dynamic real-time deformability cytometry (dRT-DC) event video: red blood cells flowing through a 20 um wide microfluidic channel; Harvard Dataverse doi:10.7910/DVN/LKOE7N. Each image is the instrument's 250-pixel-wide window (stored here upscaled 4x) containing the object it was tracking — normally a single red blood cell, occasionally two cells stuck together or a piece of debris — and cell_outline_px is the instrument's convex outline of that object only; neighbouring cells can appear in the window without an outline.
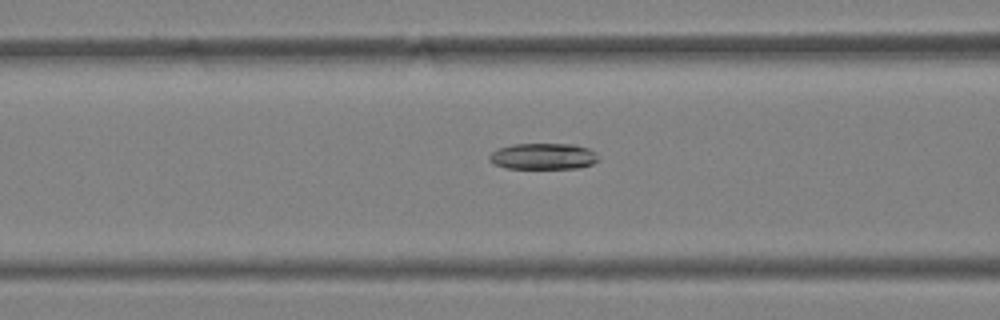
{"species": "Egyptian fruit bat (a non-hibernating species)", "species_latin": "Rousettus aegyptiacus", "temperature_condition": "warm", "stored_images_in_passage": 34, "camera_frame_rate_fps": 3000, "um_per_image_px": 0.085, "animal": {"sex": "female"}, "frame": {"image": 1, "passage_image": 6, "time_ms": 1.667, "image_size_px": [1000, 320], "cell_outline_px": [[600, 160], [592, 164], [580, 168], [508, 168], [496, 164], [488, 160], [488, 156], [492, 152], [500, 148], [512, 144], [572, 144], [588, 148]], "centroid_in_image_um": [46.17, 13.29], "position_along_channel_um": 120.4, "area_um2": 16.47}}
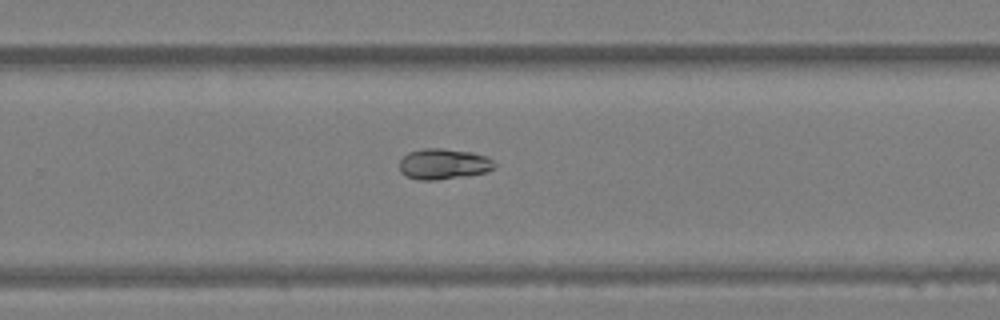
{"frame": {"image": 2, "passage_image": 18, "time_ms": 5.667, "image_size_px": [1000, 320], "cell_outline_px": [[496, 164], [488, 172], [464, 176], [436, 180], [420, 180], [404, 176], [400, 172], [400, 160], [408, 152], [424, 148], [440, 148], [472, 152], [484, 156], [492, 160]], "centroid_in_image_um": [37.67, 13.94], "position_along_channel_um": 292.1, "area_um2": 16.99}}
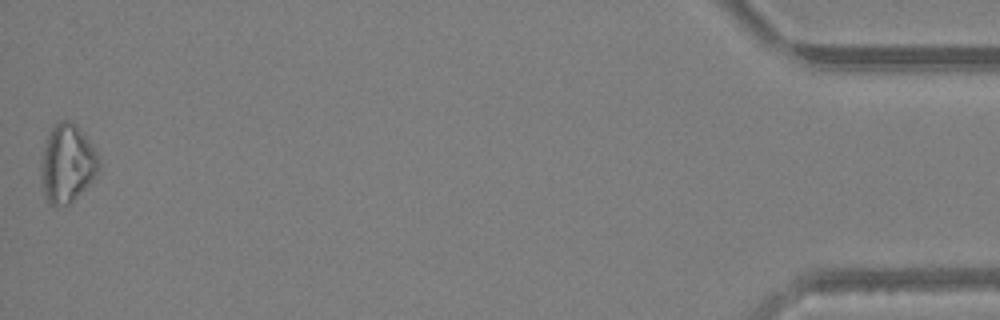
{"frame": {"image": 3, "passage_image": 34, "time_ms": 11.0, "image_size_px": [1000, 320], "cell_outline_px": [[100, 164], [96, 176], [72, 204], [48, 204], [44, 196], [40, 176], [40, 160], [48, 132], [56, 120], [72, 120], [76, 124], [92, 144], [100, 156]], "centroid_in_image_um": [5.7, 13.87], "position_along_channel_um": 429.5, "area_um2": 27.11}}